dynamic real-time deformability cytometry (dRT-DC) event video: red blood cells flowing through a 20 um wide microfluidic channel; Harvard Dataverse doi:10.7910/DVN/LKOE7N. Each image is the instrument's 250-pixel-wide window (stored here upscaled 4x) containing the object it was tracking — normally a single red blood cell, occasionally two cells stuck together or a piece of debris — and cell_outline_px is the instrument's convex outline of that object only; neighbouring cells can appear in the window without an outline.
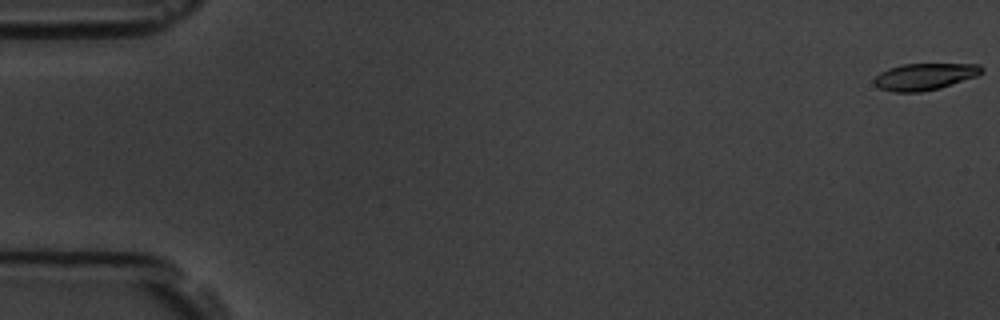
{"species": "common noctule bat (a hibernating species)", "species_latin": "Nyctalus noctula", "temperature_condition": "room temperature", "stored_images_in_passage": 58, "camera_frame_rate_fps": 3000, "um_per_image_px": 0.085, "animal": {"sex": "male", "body_mass_g": 19.5, "forearm_length_mm": 54.6}, "frame": {"image": 1, "passage_image": 1, "time_ms": 0.0, "image_size_px": [1000, 320], "cell_outline_px": [[984, 72], [976, 76], [940, 88], [920, 92], [892, 92], [880, 88], [872, 80], [880, 72], [888, 68], [900, 64], [980, 64], [984, 68]], "centroid_in_image_um": [78.6, 6.5], "position_along_channel_um": 6.4, "area_um2": 16.82}}
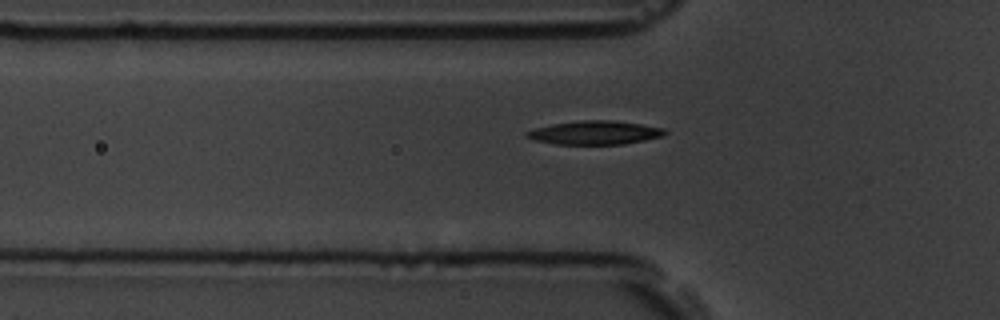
{"frame": {"image": 2, "passage_image": 20, "time_ms": 6.333, "image_size_px": [1000, 320], "cell_outline_px": [[668, 132], [664, 136], [624, 144], [556, 144], [536, 140], [524, 136], [524, 132], [536, 128], [552, 124], [580, 120], [612, 120], [640, 124], [664, 128]], "centroid_in_image_um": [50.57, 11.27], "position_along_channel_um": 75.2, "area_um2": 19.02}}
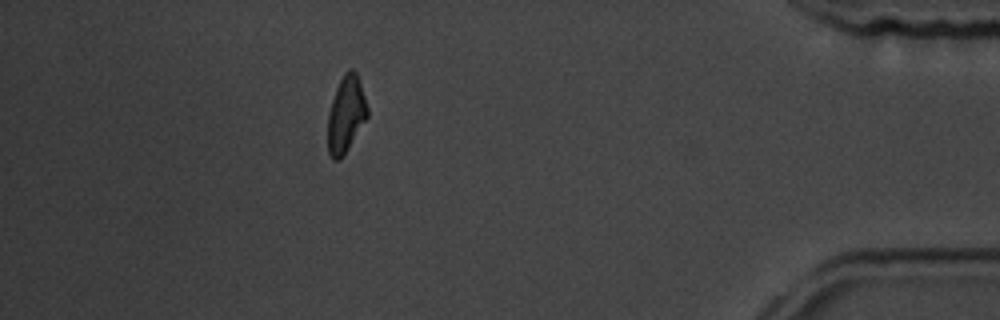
{"frame": {"image": 3, "passage_image": 52, "time_ms": 17.0, "image_size_px": [1000, 320], "cell_outline_px": [[368, 116], [348, 148], [340, 160], [332, 160], [328, 152], [328, 112], [336, 88], [344, 72], [348, 68], [352, 68], [356, 72], [368, 108]], "centroid_in_image_um": [29.39, 9.72], "position_along_channel_um": 405.8, "area_um2": 17.51}, "authors_computed_cell_mechanics": {"area_um2": 18.0914, "velocity_mm_per_s": 3.5525, "shape_relaxation_time_tau1_ms": 2.9949, "shape_relaxation_time_tau2_ms": 7.6502, "deformation_change_tau1": 0.1291, "deformation_change_tau2": 0.1371}}